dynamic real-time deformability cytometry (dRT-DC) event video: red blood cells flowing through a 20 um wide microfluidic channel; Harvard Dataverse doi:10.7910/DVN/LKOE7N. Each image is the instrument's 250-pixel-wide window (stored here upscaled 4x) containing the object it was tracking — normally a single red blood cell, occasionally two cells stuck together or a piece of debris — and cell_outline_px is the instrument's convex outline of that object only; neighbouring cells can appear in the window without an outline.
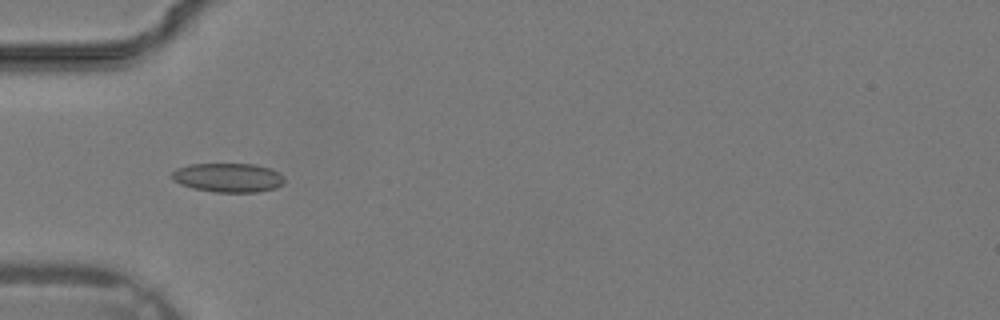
{"species": "common noctule bat (a hibernating species)", "species_latin": "Nyctalus noctula", "temperature_condition": "warm", "stored_images_in_passage": 27, "camera_frame_rate_fps": 3000, "um_per_image_px": 0.085, "animal": {"sex": "male", "body_mass_g": 19.2, "forearm_length_mm": 51.8}, "frame": {"image": 1, "passage_image": 3, "time_ms": 0.667, "image_size_px": [1000, 320], "cell_outline_px": [[284, 184], [276, 188], [260, 192], [216, 192], [192, 188], [180, 184], [172, 180], [172, 172], [176, 168], [192, 164], [256, 164], [280, 172], [284, 176]], "centroid_in_image_um": [19.42, 15.1], "position_along_channel_um": 65.6, "area_um2": 19.25}}
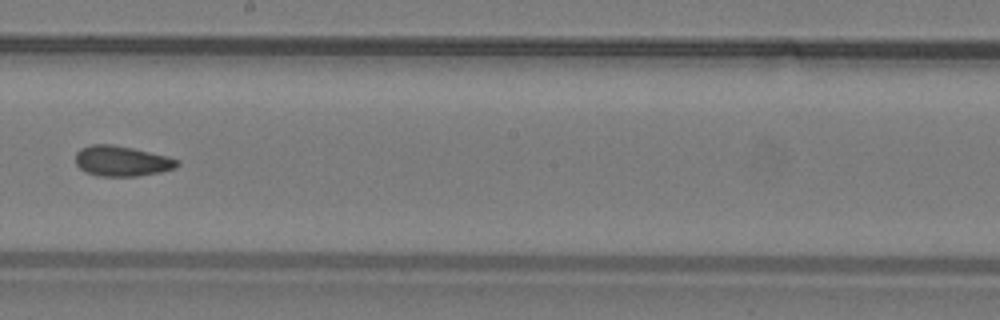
{"frame": {"image": 2, "passage_image": 12, "time_ms": 3.667, "image_size_px": [1000, 320], "cell_outline_px": [[180, 164], [176, 168], [160, 172], [136, 176], [100, 176], [84, 172], [76, 164], [76, 152], [80, 148], [92, 144], [112, 144], [132, 148], [168, 156], [180, 160]], "centroid_in_image_um": [10.36, 13.69], "position_along_channel_um": 237.8, "area_um2": 18.09}}
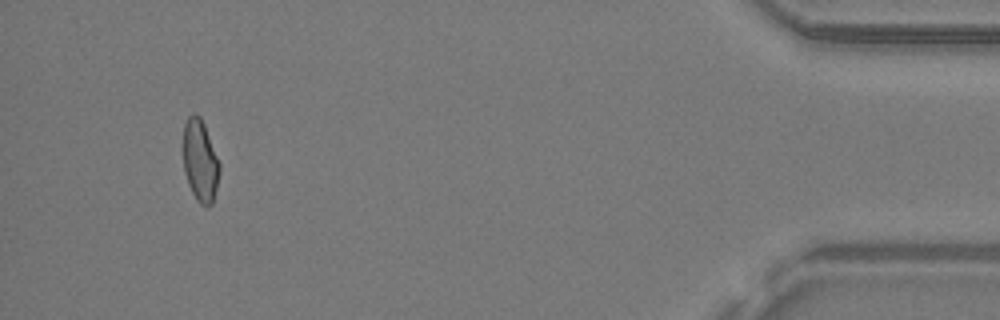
{"frame": {"image": 3, "passage_image": 25, "time_ms": 8.0, "image_size_px": [1000, 320], "cell_outline_px": [[220, 168], [216, 188], [212, 204], [208, 208], [204, 208], [196, 200], [188, 184], [184, 172], [184, 124], [188, 116], [192, 112], [196, 112], [200, 116], [204, 124], [220, 164]], "centroid_in_image_um": [17.01, 13.68], "position_along_channel_um": 418.2, "area_um2": 17.4}}